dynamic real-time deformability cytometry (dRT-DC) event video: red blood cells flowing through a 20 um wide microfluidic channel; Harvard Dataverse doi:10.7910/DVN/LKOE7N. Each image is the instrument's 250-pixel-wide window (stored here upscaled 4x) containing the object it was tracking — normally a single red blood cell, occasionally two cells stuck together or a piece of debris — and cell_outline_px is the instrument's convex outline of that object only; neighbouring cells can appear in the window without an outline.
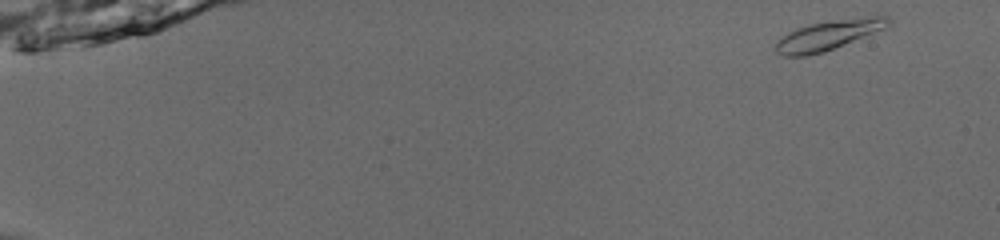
{"species": "common noctule bat (a hibernating species)", "species_latin": "Nyctalus noctula", "temperature_condition": "room temperature", "stored_images_in_passage": 50, "camera_frame_rate_fps": 3000, "um_per_image_px": 0.085, "animal": {"sex": "male", "body_mass_g": 13.0, "forearm_length_mm": 53.1}, "frame": {"image": 1, "passage_image": 1, "time_ms": 0.0, "image_size_px": [1000, 240], "cell_outline_px": [[892, 24], [888, 28], [824, 52], [808, 56], [784, 56], [776, 52], [772, 48], [776, 40], [788, 32], [796, 28], [808, 24], [836, 20], [872, 16], [888, 16], [892, 20]], "centroid_in_image_um": [70.41, 3.0], "position_along_channel_um": 14.6, "area_um2": 19.88}}
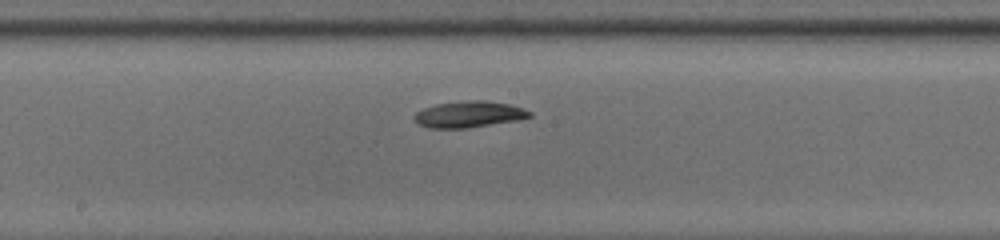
{"frame": {"image": 2, "passage_image": 28, "time_ms": 9.0, "image_size_px": [1000, 240], "cell_outline_px": [[532, 116], [516, 120], [468, 128], [428, 128], [420, 124], [412, 116], [416, 112], [424, 108], [436, 104], [468, 100], [484, 100], [508, 104], [524, 108], [532, 112]], "centroid_in_image_um": [39.86, 9.71], "position_along_channel_um": 208.3, "area_um2": 17.57}}
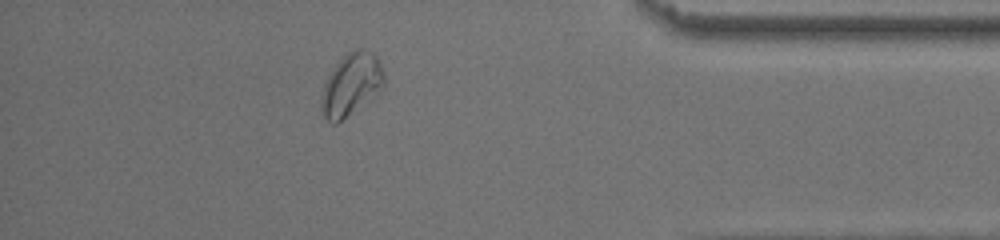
{"frame": {"image": 3, "passage_image": 45, "time_ms": 14.667, "image_size_px": [1000, 240], "cell_outline_px": [[384, 84], [380, 92], [376, 96], [336, 124], [332, 124], [324, 116], [320, 104], [320, 100], [324, 84], [332, 68], [348, 52], [356, 48], [360, 48], [376, 56], [380, 60], [384, 72]], "centroid_in_image_um": [29.87, 7.2], "position_along_channel_um": 405.3, "area_um2": 22.89}, "authors_computed_cell_mechanics": {"area_um2": 18.2648, "velocity_mm_per_s": 3.9089, "shape_relaxation_time_tau1_ms": 2.7038, "shape_relaxation_time_tau2_ms": null, "deformation_change_tau1": 0.1324, "deformation_change_tau2": null}}